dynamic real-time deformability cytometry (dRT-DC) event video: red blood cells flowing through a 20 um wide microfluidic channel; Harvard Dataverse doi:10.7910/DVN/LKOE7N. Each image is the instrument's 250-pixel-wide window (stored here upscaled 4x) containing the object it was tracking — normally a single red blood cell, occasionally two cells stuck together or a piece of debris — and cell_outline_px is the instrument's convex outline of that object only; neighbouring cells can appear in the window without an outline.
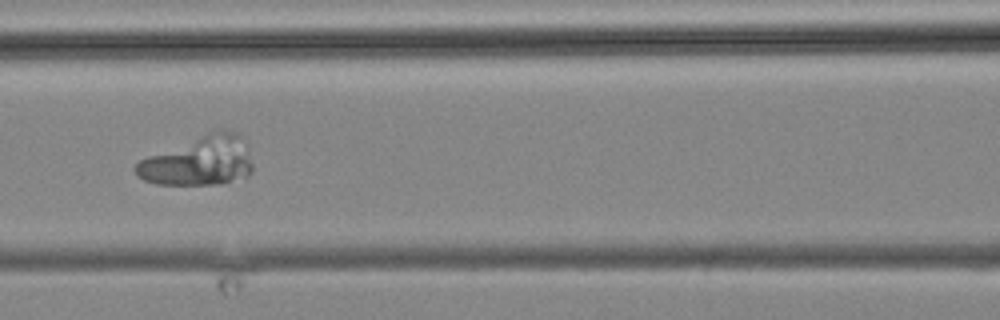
{"species": "common noctule bat (a hibernating species)", "species_latin": "Nyctalus noctula", "temperature_condition": "cold", "stored_images_in_passage": 6, "camera_frame_rate_fps": 3000, "um_per_image_px": 0.085, "animal": {"sex": "male", "body_mass_g": 19.2, "forearm_length_mm": 51.8}, "frame": {"image": 1, "passage_image": 4, "time_ms": 3.667, "image_size_px": [1000, 320], "cell_outline_px": [[252, 172], [248, 176], [216, 184], [156, 184], [144, 180], [136, 176], [132, 168], [140, 160], [148, 156], [220, 128], [236, 132], [244, 140], [252, 164]], "centroid_in_image_um": [16.89, 13.68], "position_along_channel_um": 149.7, "area_um2": 33.29}}
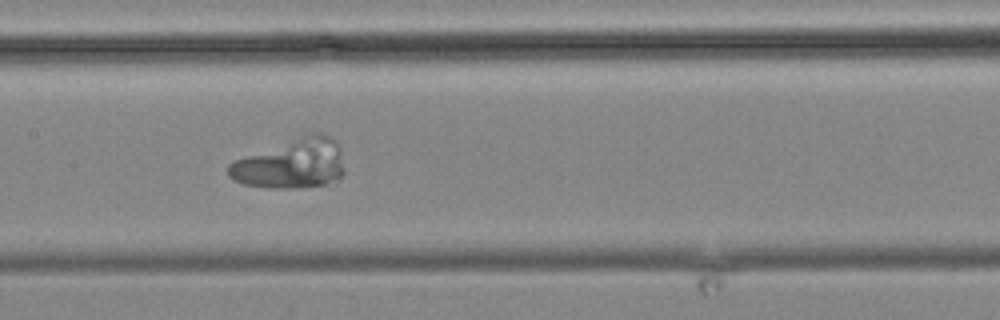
{"frame": {"image": 2, "passage_image": 5, "time_ms": 4.667, "image_size_px": [1000, 320], "cell_outline_px": [[344, 172], [340, 180], [324, 184], [292, 188], [264, 188], [244, 184], [232, 180], [228, 176], [228, 164], [232, 160], [320, 132], [332, 136], [340, 144], [344, 168]], "centroid_in_image_um": [24.78, 13.96], "position_along_channel_um": 182.6, "area_um2": 33.23}}
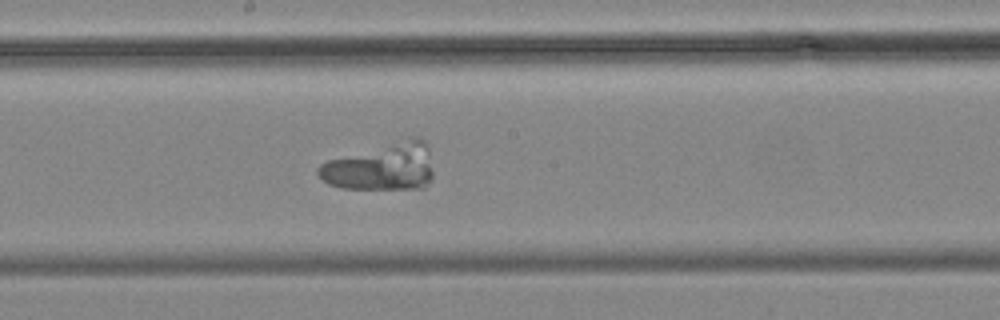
{"frame": {"image": 3, "passage_image": 6, "time_ms": 5.667, "image_size_px": [1000, 320], "cell_outline_px": [[432, 176], [428, 184], [424, 188], [340, 188], [328, 184], [316, 172], [316, 168], [320, 164], [328, 160], [408, 136], [416, 136], [424, 140], [428, 148], [432, 172]], "centroid_in_image_um": [32.43, 14.15], "position_along_channel_um": 215.8, "area_um2": 31.91}}